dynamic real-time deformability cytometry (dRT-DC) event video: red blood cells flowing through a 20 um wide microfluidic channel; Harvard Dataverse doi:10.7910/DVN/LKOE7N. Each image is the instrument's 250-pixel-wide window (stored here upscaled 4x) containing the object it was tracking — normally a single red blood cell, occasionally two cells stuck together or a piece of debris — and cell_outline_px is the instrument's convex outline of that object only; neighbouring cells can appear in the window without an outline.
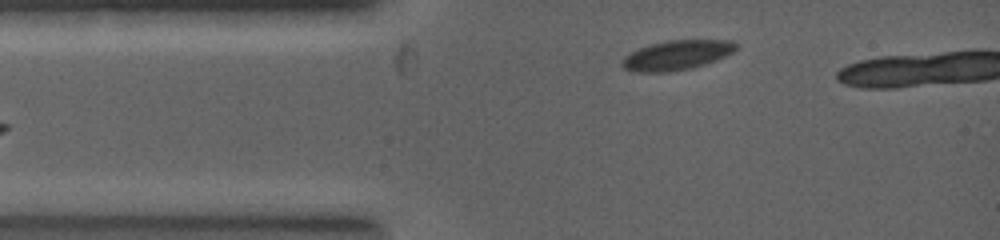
{"species": "common noctule bat (a hibernating species)", "species_latin": "Nyctalus noctula", "temperature_condition": "warm", "stored_images_in_passage": 9, "camera_frame_rate_fps": 5000, "um_per_image_px": 0.085, "animal": {"sex": "female", "body_mass_g": 19.0, "forearm_length_mm": 53.3}, "frame": {"image": 1, "passage_image": 2, "time_ms": 0.4, "image_size_px": [1000, 240], "cell_outline_px": [[736, 48], [732, 52], [724, 56], [688, 68], [668, 72], [636, 72], [624, 68], [620, 64], [632, 52], [640, 48], [652, 44], [668, 40], [732, 40], [736, 44]], "centroid_in_image_um": [57.51, 4.68], "position_along_channel_um": 27.5, "area_um2": 18.96}}